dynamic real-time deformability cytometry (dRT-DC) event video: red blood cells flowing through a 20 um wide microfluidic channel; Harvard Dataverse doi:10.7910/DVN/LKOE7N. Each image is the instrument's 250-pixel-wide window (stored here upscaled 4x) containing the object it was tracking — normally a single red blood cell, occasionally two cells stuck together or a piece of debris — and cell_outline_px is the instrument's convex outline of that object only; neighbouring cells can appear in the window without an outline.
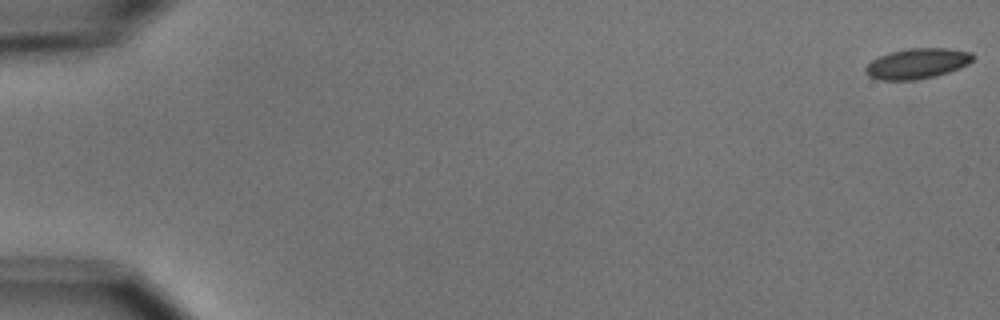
{"species": "common noctule bat (a hibernating species)", "species_latin": "Nyctalus noctula", "temperature_condition": "cold", "stored_images_in_passage": 4, "camera_frame_rate_fps": 3000, "um_per_image_px": 0.085, "animal": {"sex": "male", "body_mass_g": 15.6}, "frame": {"image": 1, "passage_image": 1, "time_ms": 0.0, "image_size_px": [1000, 320], "cell_outline_px": [[976, 56], [968, 64], [960, 68], [936, 76], [916, 80], [880, 80], [868, 76], [864, 72], [864, 68], [872, 60], [880, 56], [892, 52], [908, 48], [948, 48], [972, 52]], "centroid_in_image_um": [77.98, 5.4], "position_along_channel_um": 7.0, "area_um2": 19.13}}